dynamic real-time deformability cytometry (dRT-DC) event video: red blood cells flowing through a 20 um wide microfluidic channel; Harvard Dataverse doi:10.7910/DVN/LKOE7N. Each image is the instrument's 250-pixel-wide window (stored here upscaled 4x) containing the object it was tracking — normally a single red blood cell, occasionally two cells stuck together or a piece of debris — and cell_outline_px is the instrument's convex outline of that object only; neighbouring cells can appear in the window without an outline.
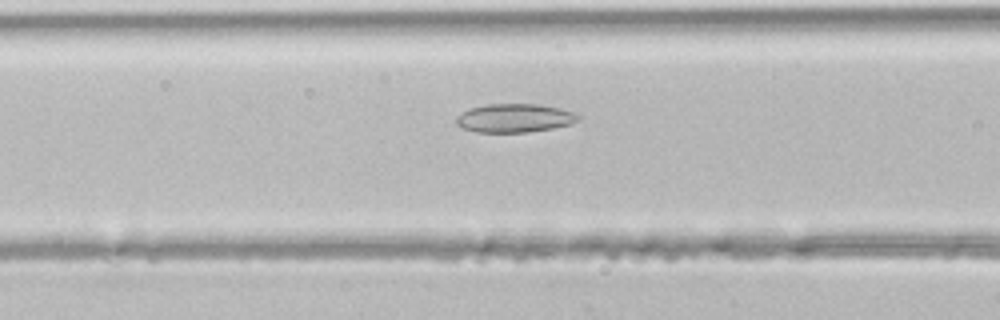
{"species": "common noctule bat (a hibernating species)", "species_latin": "Nyctalus noctula", "temperature_condition": "room temperature", "stored_images_in_passage": 29, "camera_frame_rate_fps": 3000, "um_per_image_px": 0.085, "animal": {"sex": "male", "body_mass_g": 21.5, "forearm_length_mm": 52.0}, "frame": {"image": 1, "passage_image": 7, "time_ms": 2.0, "image_size_px": [1000, 320], "cell_outline_px": [[580, 120], [572, 124], [552, 128], [528, 132], [476, 132], [460, 128], [456, 124], [456, 116], [460, 112], [468, 108], [484, 104], [536, 104], [560, 108], [580, 112]], "centroid_in_image_um": [43.74, 10.03], "position_along_channel_um": 122.9, "area_um2": 20.81}}
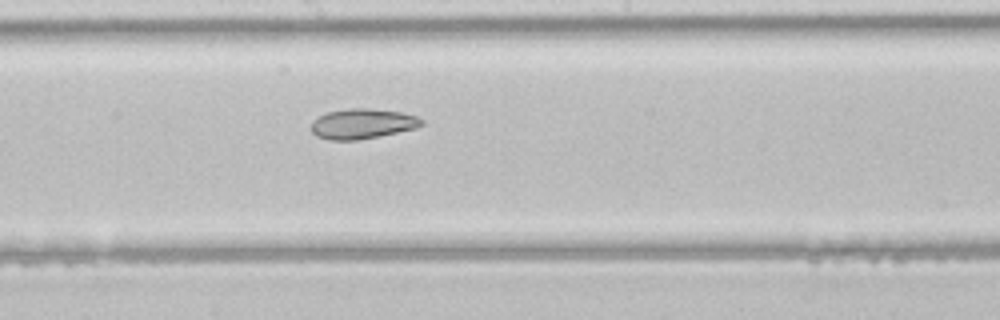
{"frame": {"image": 2, "passage_image": 13, "time_ms": 4.0, "image_size_px": [1000, 320], "cell_outline_px": [[424, 124], [416, 128], [380, 136], [356, 140], [328, 140], [316, 136], [312, 132], [312, 120], [316, 116], [328, 112], [348, 108], [368, 108], [400, 112], [416, 116], [424, 120]], "centroid_in_image_um": [30.78, 10.52], "position_along_channel_um": 217.4, "area_um2": 19.48}}
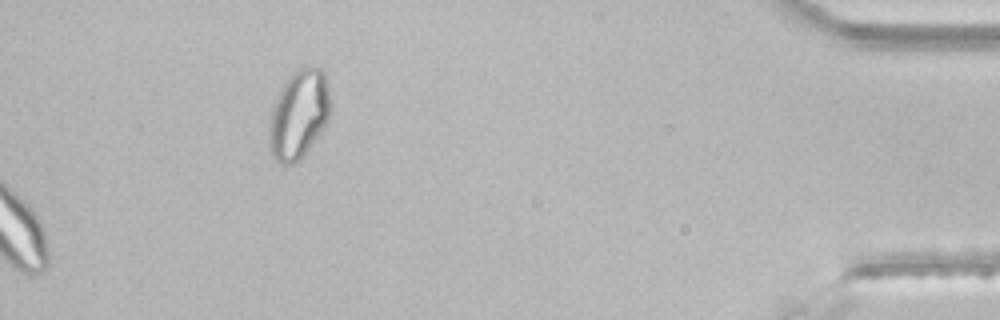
{"frame": {"image": 3, "passage_image": 29, "time_ms": 9.333, "image_size_px": [1000, 320], "cell_outline_px": [[332, 112], [328, 120], [320, 132], [300, 160], [296, 164], [280, 164], [272, 156], [268, 144], [268, 128], [272, 108], [288, 76], [296, 68], [304, 64], [308, 64], [320, 68], [324, 72], [332, 100]], "centroid_in_image_um": [25.42, 9.69], "position_along_channel_um": 409.8, "area_um2": 32.37}}